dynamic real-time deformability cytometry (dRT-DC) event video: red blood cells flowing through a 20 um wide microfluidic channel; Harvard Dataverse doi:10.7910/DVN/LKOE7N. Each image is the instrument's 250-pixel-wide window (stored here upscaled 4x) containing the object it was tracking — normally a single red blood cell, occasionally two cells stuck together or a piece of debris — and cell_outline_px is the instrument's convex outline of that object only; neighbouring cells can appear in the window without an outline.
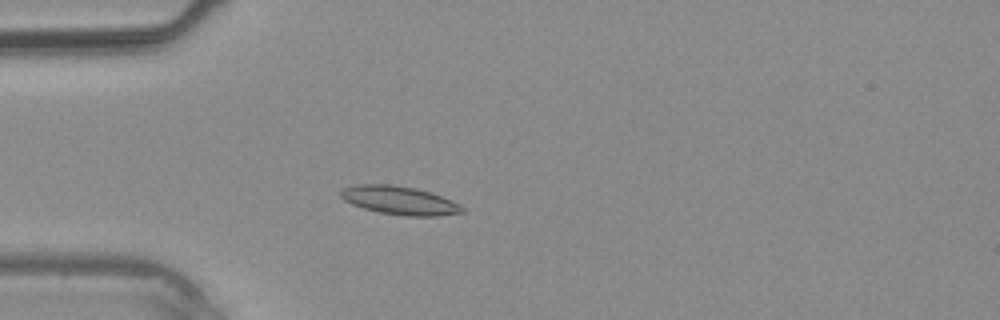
{"species": "common noctule bat (a hibernating species)", "species_latin": "Nyctalus noctula", "temperature_condition": "warm", "stored_images_in_passage": 28, "camera_frame_rate_fps": 3000, "um_per_image_px": 0.085, "animal": {"sex": "male", "body_mass_g": 20.4}, "frame": {"image": 1, "passage_image": 1, "time_ms": 0.0, "image_size_px": [1000, 320], "cell_outline_px": [[464, 212], [440, 216], [404, 216], [380, 212], [364, 208], [352, 204], [344, 200], [340, 196], [340, 192], [344, 188], [356, 184], [388, 184], [416, 188], [432, 192], [452, 200], [460, 204], [464, 208]], "centroid_in_image_um": [33.99, 17.03], "position_along_channel_um": 51.0, "area_um2": 20.23}}
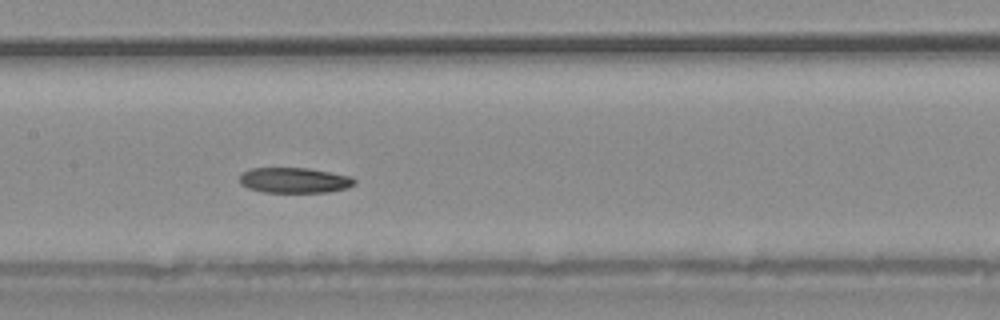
{"frame": {"image": 2, "passage_image": 9, "time_ms": 2.667, "image_size_px": [1000, 320], "cell_outline_px": [[356, 184], [348, 188], [328, 192], [264, 192], [248, 188], [240, 184], [240, 176], [248, 168], [308, 168], [352, 176], [356, 180]], "centroid_in_image_um": [25.05, 15.32], "position_along_channel_um": 182.3, "area_um2": 17.11}}
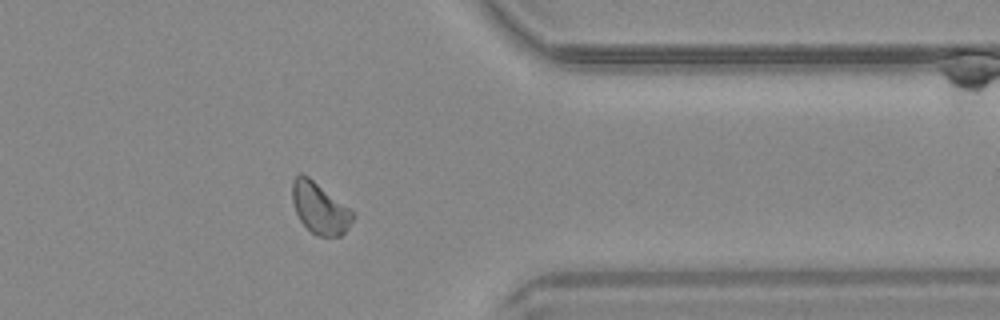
{"frame": {"image": 3, "passage_image": 21, "time_ms": 6.667, "image_size_px": [1000, 320], "cell_outline_px": [[356, 216], [348, 228], [340, 236], [316, 236], [300, 220], [296, 212], [292, 200], [292, 180], [300, 172], [308, 176], [356, 212]], "centroid_in_image_um": [27.21, 17.68], "position_along_channel_um": 384.2, "area_um2": 18.21}}